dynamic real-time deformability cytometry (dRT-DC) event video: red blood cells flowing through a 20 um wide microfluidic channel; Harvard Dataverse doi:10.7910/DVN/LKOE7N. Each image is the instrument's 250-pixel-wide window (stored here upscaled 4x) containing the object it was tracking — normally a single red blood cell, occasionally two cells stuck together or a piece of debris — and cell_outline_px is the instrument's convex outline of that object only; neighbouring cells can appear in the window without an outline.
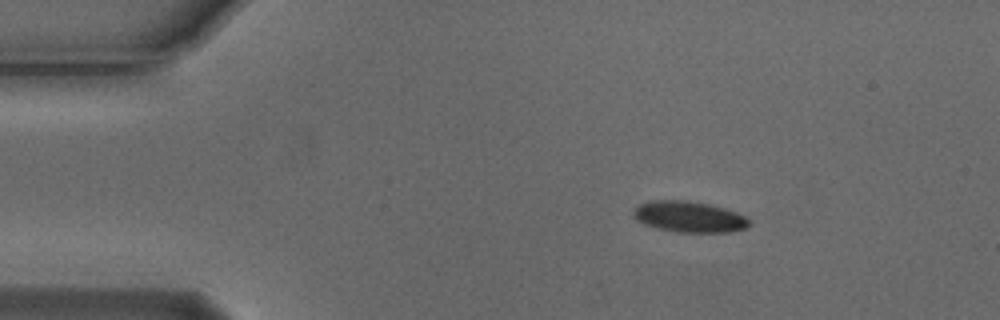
{"species": "Egyptian fruit bat (a non-hibernating species)", "species_latin": "Rousettus aegyptiacus", "temperature_condition": "cold", "stored_images_in_passage": 3, "camera_frame_rate_fps": 3000, "um_per_image_px": 0.085, "animal": {"sex": "male"}, "frame": {"image": 1, "passage_image": 1, "time_ms": 0.0, "image_size_px": [1000, 320], "cell_outline_px": [[752, 224], [748, 228], [728, 232], [676, 232], [656, 228], [644, 224], [636, 220], [632, 216], [632, 212], [640, 204], [648, 200], [684, 200], [708, 204], [724, 208], [748, 216], [752, 220]], "centroid_in_image_um": [58.61, 18.43], "position_along_channel_um": 26.4, "area_um2": 21.27}}